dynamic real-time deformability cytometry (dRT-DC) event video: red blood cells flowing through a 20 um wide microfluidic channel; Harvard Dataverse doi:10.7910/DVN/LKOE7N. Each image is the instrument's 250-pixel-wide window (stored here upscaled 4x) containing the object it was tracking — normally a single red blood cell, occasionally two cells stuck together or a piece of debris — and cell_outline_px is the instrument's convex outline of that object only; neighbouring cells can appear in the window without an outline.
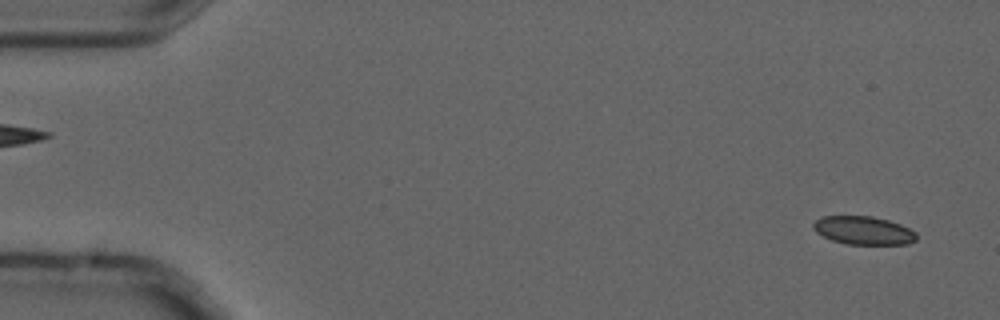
{"species": "common noctule bat (a hibernating species)", "species_latin": "Nyctalus noctula", "temperature_condition": "cold", "stored_images_in_passage": 4, "camera_frame_rate_fps": 3000, "um_per_image_px": 0.085, "animal": {"sex": "male", "forearm_length_mm": 52.5}, "frame": {"image": 1, "passage_image": 1, "time_ms": 0.0, "image_size_px": [1000, 320], "cell_outline_px": [[916, 240], [908, 244], [848, 244], [832, 240], [816, 232], [812, 228], [812, 224], [820, 216], [872, 216], [888, 220], [900, 224], [916, 232]], "centroid_in_image_um": [73.38, 19.58], "position_along_channel_um": 11.6, "area_um2": 16.99}}
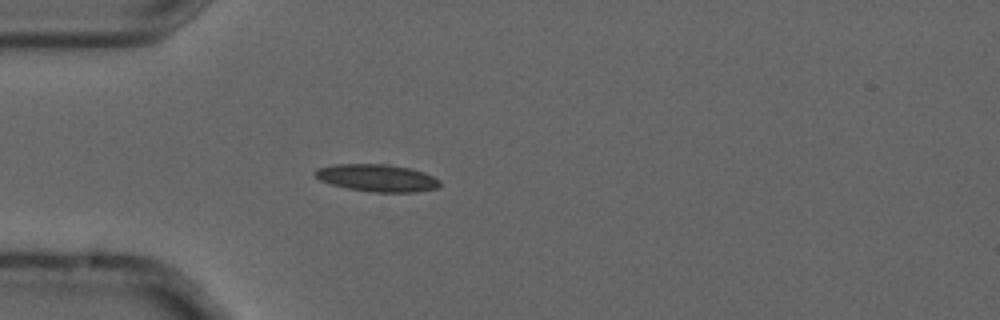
{"frame": {"image": 2, "passage_image": 4, "time_ms": 1.0, "image_size_px": [1000, 320], "cell_outline_px": [[440, 184], [436, 188], [416, 192], [368, 192], [348, 188], [332, 184], [320, 180], [312, 172], [316, 168], [336, 164], [388, 164], [412, 168], [424, 172], [440, 180]], "centroid_in_image_um": [32.05, 15.12], "position_along_channel_um": 53.0, "area_um2": 19.94}}